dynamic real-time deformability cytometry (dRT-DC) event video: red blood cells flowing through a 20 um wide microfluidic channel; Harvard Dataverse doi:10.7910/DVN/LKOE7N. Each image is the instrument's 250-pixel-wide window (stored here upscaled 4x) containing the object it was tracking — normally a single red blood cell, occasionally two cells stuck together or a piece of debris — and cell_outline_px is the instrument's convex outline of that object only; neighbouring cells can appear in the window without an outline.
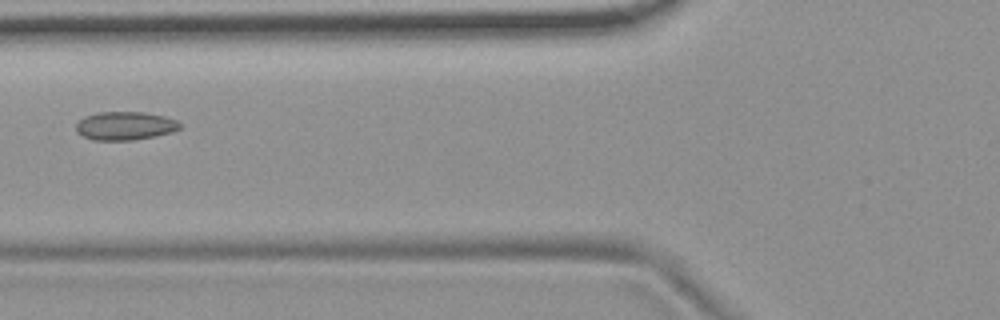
{"species": "common noctule bat (a hibernating species)", "species_latin": "Nyctalus noctula", "temperature_condition": "room temperature", "stored_images_in_passage": 7, "camera_frame_rate_fps": 3000, "um_per_image_px": 0.085, "animal": {"sex": "female", "body_mass_g": 19.9}, "frame": {"image": 1, "passage_image": 7, "time_ms": 2.0, "image_size_px": [1000, 320], "cell_outline_px": [[180, 128], [172, 132], [156, 136], [132, 140], [92, 140], [76, 132], [76, 124], [84, 116], [100, 112], [144, 112], [164, 116], [176, 120], [180, 124]], "centroid_in_image_um": [10.62, 10.69], "position_along_channel_um": 115.2, "area_um2": 17.17}}